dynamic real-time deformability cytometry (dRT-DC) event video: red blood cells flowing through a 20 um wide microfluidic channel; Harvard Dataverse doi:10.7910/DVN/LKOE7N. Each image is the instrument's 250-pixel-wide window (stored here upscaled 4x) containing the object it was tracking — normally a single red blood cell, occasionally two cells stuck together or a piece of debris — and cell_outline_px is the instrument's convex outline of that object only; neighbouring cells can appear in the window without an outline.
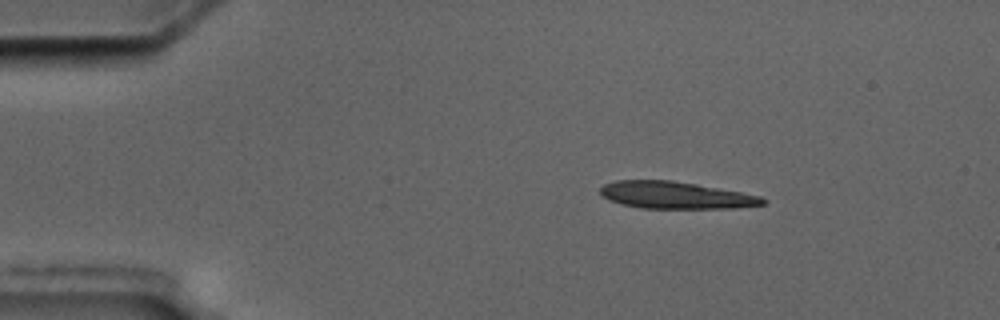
{"species": "common noctule bat (a hibernating species)", "species_latin": "Nyctalus noctula", "temperature_condition": "cold", "stored_images_in_passage": 4, "camera_frame_rate_fps": 3000, "um_per_image_px": 0.085, "animal": {"sex": "male", "body_mass_g": 17.5, "forearm_length_mm": 52.3}, "frame": {"image": 1, "passage_image": 2, "time_ms": 1.0, "image_size_px": [1000, 320], "cell_outline_px": [[768, 200], [764, 204], [736, 208], [640, 208], [620, 204], [608, 200], [600, 192], [600, 188], [604, 184], [616, 180], [672, 180], [696, 184], [740, 192], [760, 196]], "centroid_in_image_um": [57.41, 16.59], "position_along_channel_um": 27.6, "area_um2": 25.61}}